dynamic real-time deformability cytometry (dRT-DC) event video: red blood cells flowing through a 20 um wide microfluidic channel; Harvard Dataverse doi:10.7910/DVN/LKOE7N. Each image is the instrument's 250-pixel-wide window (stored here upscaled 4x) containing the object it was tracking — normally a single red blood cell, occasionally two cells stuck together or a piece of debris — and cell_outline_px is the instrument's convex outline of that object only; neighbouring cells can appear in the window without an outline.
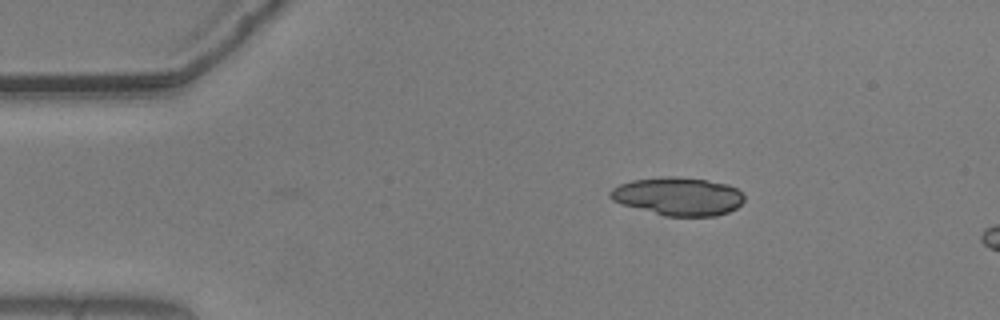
{"species": "common noctule bat (a hibernating species)", "species_latin": "Nyctalus noctula", "temperature_condition": "warm", "stored_images_in_passage": 3, "camera_frame_rate_fps": 3000, "um_per_image_px": 0.085, "animal": {"sex": "male", "body_mass_g": 20.5, "forearm_length_mm": 52.5}, "frame": {"image": 1, "passage_image": 3, "time_ms": 0.667, "image_size_px": [1000, 320], "cell_outline_px": [[744, 200], [736, 208], [728, 212], [716, 216], [664, 216], [620, 204], [612, 200], [608, 196], [608, 192], [612, 188], [620, 184], [632, 180], [660, 176], [676, 176], [704, 180], [728, 184], [736, 188], [744, 196]], "centroid_in_image_um": [57.6, 16.69], "position_along_channel_um": 27.4, "area_um2": 30.0}}